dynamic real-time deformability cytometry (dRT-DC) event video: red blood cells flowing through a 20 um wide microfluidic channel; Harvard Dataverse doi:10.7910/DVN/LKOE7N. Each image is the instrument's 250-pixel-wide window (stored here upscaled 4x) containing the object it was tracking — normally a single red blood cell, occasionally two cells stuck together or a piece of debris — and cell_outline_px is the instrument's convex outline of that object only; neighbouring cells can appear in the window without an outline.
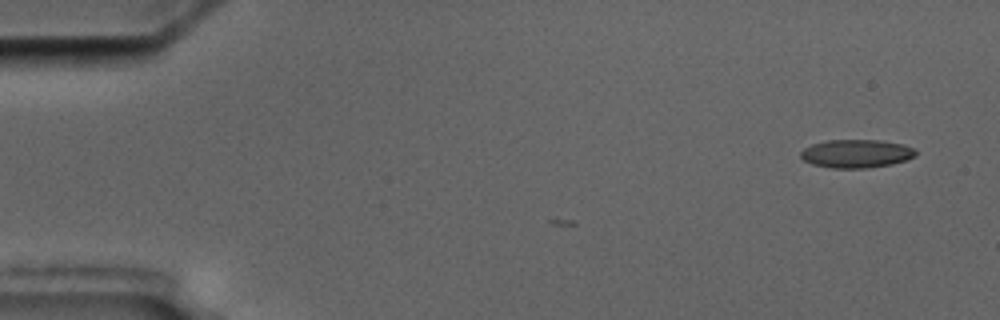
{"species": "common noctule bat (a hibernating species)", "species_latin": "Nyctalus noctula", "temperature_condition": "cold", "stored_images_in_passage": 3, "camera_frame_rate_fps": 3000, "um_per_image_px": 0.085, "animal": {"sex": "male", "body_mass_g": 17.5, "forearm_length_mm": 52.3}, "frame": {"image": 1, "passage_image": 1, "time_ms": 0.0, "image_size_px": [1000, 320], "cell_outline_px": [[916, 156], [908, 160], [892, 164], [868, 168], [832, 168], [812, 164], [804, 160], [800, 156], [800, 152], [804, 148], [812, 144], [828, 140], [880, 140], [904, 144], [912, 148], [916, 152]], "centroid_in_image_um": [72.8, 13.06], "position_along_channel_um": 12.2, "area_um2": 19.07}}